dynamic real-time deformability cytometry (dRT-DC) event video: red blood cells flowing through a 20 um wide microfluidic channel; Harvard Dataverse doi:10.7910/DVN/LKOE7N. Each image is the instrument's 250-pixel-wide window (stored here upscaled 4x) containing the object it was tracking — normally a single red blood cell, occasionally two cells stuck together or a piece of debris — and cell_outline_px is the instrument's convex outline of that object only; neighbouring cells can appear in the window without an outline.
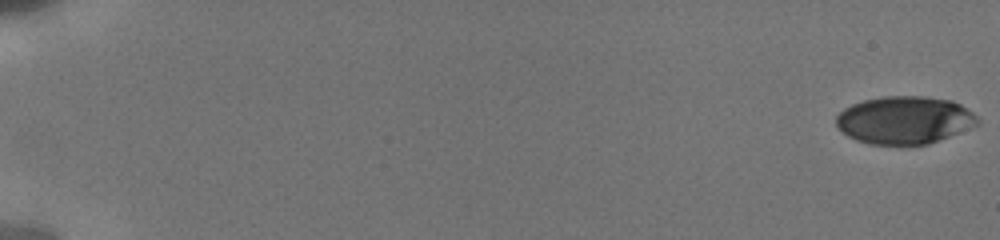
{"species": "human", "species_latin": "Homo sapiens", "temperature_condition": "cold", "stored_images_in_passage": 15, "camera_frame_rate_fps": 3000, "um_per_image_px": 0.085, "donor": {"sex": "male"}, "frame": {"image": 1, "passage_image": 1, "time_ms": 0.0, "image_size_px": [1000, 240], "cell_outline_px": [[980, 120], [976, 124], [948, 136], [928, 144], [868, 144], [856, 140], [848, 136], [836, 124], [836, 116], [844, 108], [852, 104], [864, 100], [884, 96], [924, 96], [952, 100], [960, 104], [972, 112]], "centroid_in_image_um": [76.85, 10.19], "position_along_channel_um": 8.1, "area_um2": 38.9}}
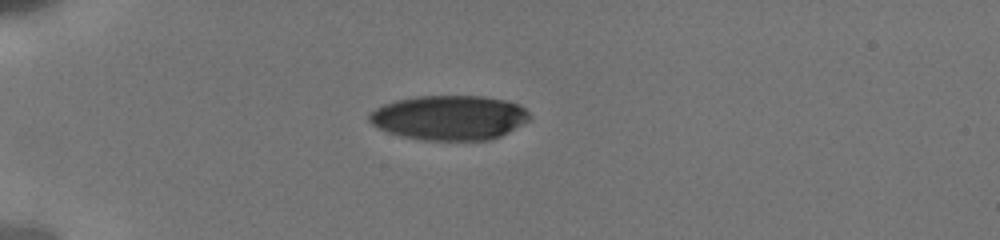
{"frame": {"image": 2, "passage_image": 9, "time_ms": 5.333, "image_size_px": [1000, 240], "cell_outline_px": [[532, 116], [528, 120], [508, 132], [500, 136], [488, 140], [424, 140], [400, 136], [388, 132], [372, 124], [368, 120], [368, 112], [380, 104], [396, 100], [416, 96], [484, 96], [508, 100], [520, 104]], "centroid_in_image_um": [38.17, 9.99], "position_along_channel_um": 46.8, "area_um2": 42.08}}
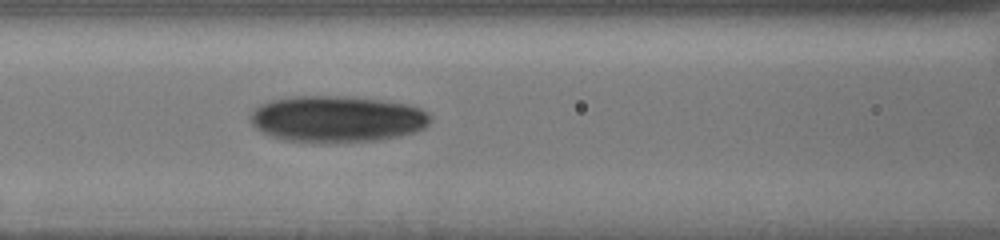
{"frame": {"image": 3, "passage_image": 15, "time_ms": 8.667, "image_size_px": [1000, 240], "cell_outline_px": [[432, 120], [424, 128], [400, 136], [376, 140], [324, 144], [320, 144], [284, 140], [272, 136], [256, 128], [248, 120], [248, 116], [252, 108], [268, 100], [292, 96], [340, 96], [384, 100], [408, 104], [420, 108], [428, 112], [432, 116]], "centroid_in_image_um": [28.6, 10.12], "position_along_channel_um": 138.0, "area_um2": 49.59}}